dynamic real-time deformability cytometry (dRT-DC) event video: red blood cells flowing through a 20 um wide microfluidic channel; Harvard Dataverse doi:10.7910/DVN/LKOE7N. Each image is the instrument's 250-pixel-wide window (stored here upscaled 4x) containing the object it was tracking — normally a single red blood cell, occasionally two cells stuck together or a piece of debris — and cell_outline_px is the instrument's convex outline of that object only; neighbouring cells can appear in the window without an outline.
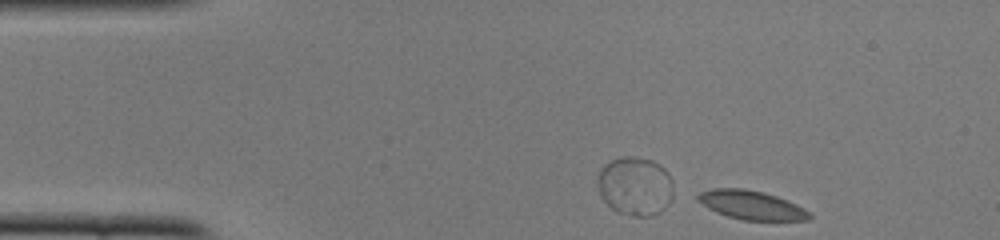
{"species": "common noctule bat (a hibernating species)", "species_latin": "Nyctalus noctula", "temperature_condition": "cold", "stored_images_in_passage": 2, "segment_of_instrument_passage": [2, 2], "camera_frame_rate_fps": 3000, "um_per_image_px": 0.085, "animal": {"sex": "female", "body_mass_g": 22.0, "forearm_length_mm": 56.7}, "frame": {"image": 1, "passage_image": 2, "time_ms": 0.333, "image_size_px": [1000, 240], "cell_outline_px": [[812, 216], [808, 220], [744, 220], [728, 216], [716, 212], [708, 208], [696, 200], [696, 196], [700, 192], [712, 188], [744, 188], [764, 192], [788, 200], [804, 208]], "centroid_in_image_um": [63.84, 17.42], "position_along_channel_um": 21.2, "area_um2": 18.79}}